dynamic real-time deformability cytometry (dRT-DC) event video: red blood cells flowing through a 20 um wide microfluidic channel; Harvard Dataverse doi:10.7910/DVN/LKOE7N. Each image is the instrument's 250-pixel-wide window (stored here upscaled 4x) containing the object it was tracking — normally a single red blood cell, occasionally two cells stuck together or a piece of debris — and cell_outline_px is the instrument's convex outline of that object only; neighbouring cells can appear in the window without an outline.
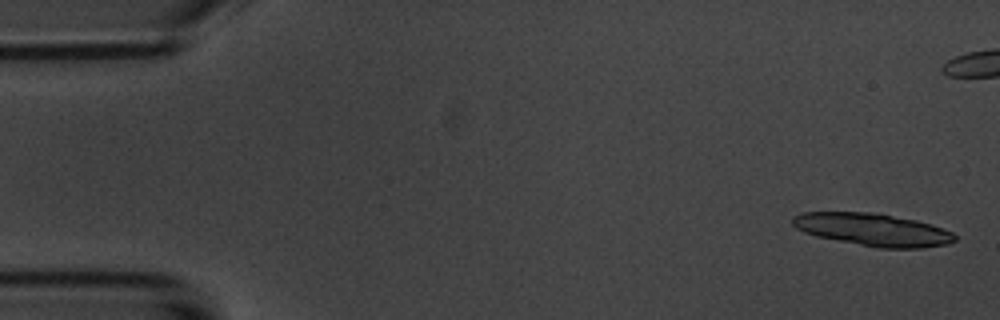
{"species": "common noctule bat (a hibernating species)", "species_latin": "Nyctalus noctula", "temperature_condition": "room temperature", "stored_images_in_passage": 5, "segment_of_instrument_passage": [2, 2], "camera_frame_rate_fps": 3000, "um_per_image_px": 0.085, "animal": {"sex": "male", "body_mass_g": 20.1, "forearm_length_mm": 53.5}, "frame": {"image": 1, "passage_image": 5, "time_ms": 5.667, "image_size_px": [1000, 320], "cell_outline_px": [[956, 240], [948, 244], [924, 248], [876, 248], [816, 236], [804, 232], [796, 228], [792, 224], [792, 216], [804, 212], [868, 212], [916, 220], [932, 224], [952, 232], [956, 236]], "centroid_in_image_um": [74.19, 19.53], "position_along_channel_um": 10.8, "area_um2": 30.81}}